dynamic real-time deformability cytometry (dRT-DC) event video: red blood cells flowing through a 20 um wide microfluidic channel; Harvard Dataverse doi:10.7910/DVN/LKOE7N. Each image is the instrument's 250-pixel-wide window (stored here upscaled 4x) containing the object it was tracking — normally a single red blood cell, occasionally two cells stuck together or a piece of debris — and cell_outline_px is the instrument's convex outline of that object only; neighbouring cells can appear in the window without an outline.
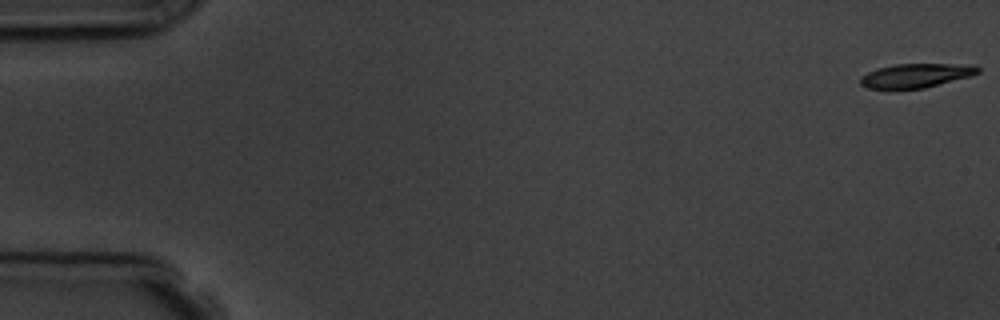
{"species": "common noctule bat (a hibernating species)", "species_latin": "Nyctalus noctula", "temperature_condition": "room temperature", "stored_images_in_passage": 9, "camera_frame_rate_fps": 3000, "um_per_image_px": 0.085, "animal": {"sex": "male", "body_mass_g": 19.5, "forearm_length_mm": 54.6}, "frame": {"image": 1, "passage_image": 1, "time_ms": 0.0, "image_size_px": [1000, 320], "cell_outline_px": [[980, 72], [972, 76], [924, 88], [868, 88], [860, 84], [860, 76], [876, 68], [896, 64], [976, 64], [980, 68]], "centroid_in_image_um": [77.91, 6.4], "position_along_channel_um": 7.1, "area_um2": 16.53}}
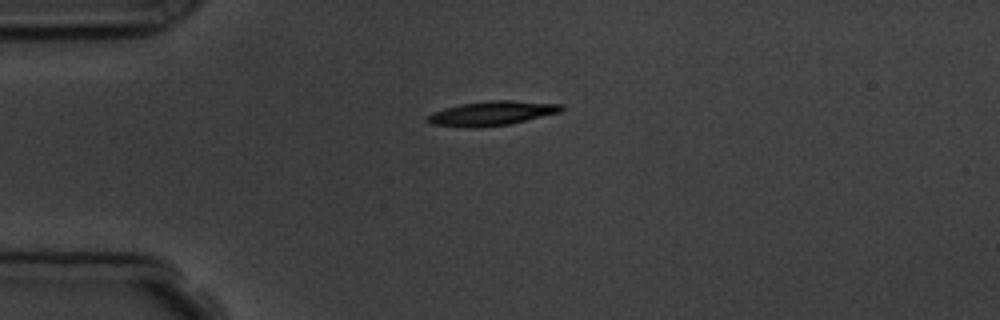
{"frame": {"image": 2, "passage_image": 4, "time_ms": 4.333, "image_size_px": [1000, 320], "cell_outline_px": [[564, 108], [560, 112], [508, 124], [476, 128], [464, 128], [432, 124], [424, 120], [424, 116], [432, 112], [444, 108], [460, 104], [488, 100], [512, 100], [564, 104]], "centroid_in_image_um": [41.74, 9.63], "position_along_channel_um": 43.3, "area_um2": 19.25}}